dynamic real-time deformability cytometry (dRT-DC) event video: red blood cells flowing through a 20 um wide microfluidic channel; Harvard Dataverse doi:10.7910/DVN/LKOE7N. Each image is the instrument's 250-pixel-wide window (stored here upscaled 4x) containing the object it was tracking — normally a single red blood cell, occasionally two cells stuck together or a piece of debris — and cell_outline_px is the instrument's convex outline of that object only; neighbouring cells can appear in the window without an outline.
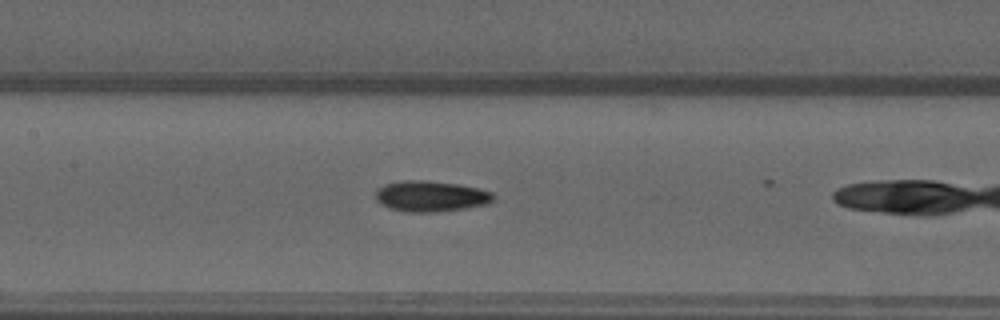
{"species": "common noctule bat (a hibernating species)", "species_latin": "Nyctalus noctula", "temperature_condition": "warm", "stored_images_in_passage": 15, "camera_frame_rate_fps": 3000, "um_per_image_px": 0.085, "animal": {"sex": "male", "forearm_length_mm": 52.5}, "frame": {"image": 1, "passage_image": 10, "time_ms": 3.0, "image_size_px": [1000, 320], "cell_outline_px": [[496, 196], [488, 204], [464, 208], [436, 212], [408, 212], [388, 208], [380, 204], [376, 200], [376, 188], [384, 184], [404, 180], [424, 180], [460, 184], [492, 192]], "centroid_in_image_um": [36.59, 16.67], "position_along_channel_um": 170.8, "area_um2": 21.27}}
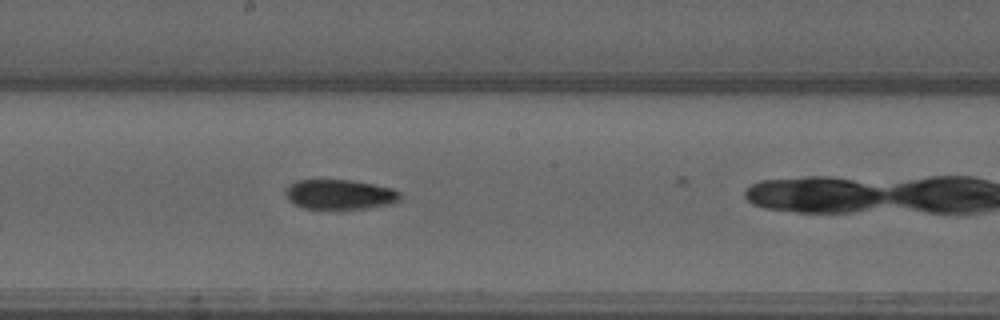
{"frame": {"image": 2, "passage_image": 14, "time_ms": 4.333, "image_size_px": [1000, 320], "cell_outline_px": [[400, 200], [392, 204], [368, 208], [336, 212], [304, 208], [288, 200], [284, 192], [288, 184], [296, 180], [352, 180], [392, 188], [400, 192]], "centroid_in_image_um": [28.86, 16.57], "position_along_channel_um": 219.3, "area_um2": 20.81}}